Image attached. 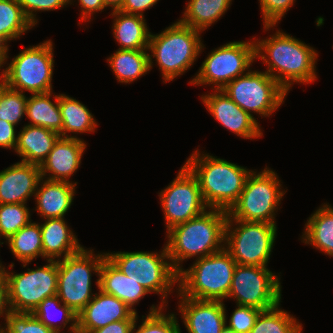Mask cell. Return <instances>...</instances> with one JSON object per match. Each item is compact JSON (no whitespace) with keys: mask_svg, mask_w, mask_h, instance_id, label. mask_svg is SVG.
Here are the masks:
<instances>
[{"mask_svg":"<svg viewBox=\"0 0 333 333\" xmlns=\"http://www.w3.org/2000/svg\"><path fill=\"white\" fill-rule=\"evenodd\" d=\"M112 31L118 49H148L151 32L143 16L127 14L120 10L111 11Z\"/></svg>","mask_w":333,"mask_h":333,"instance_id":"obj_25","label":"cell"},{"mask_svg":"<svg viewBox=\"0 0 333 333\" xmlns=\"http://www.w3.org/2000/svg\"><path fill=\"white\" fill-rule=\"evenodd\" d=\"M47 93L31 94L26 102V118L28 125L40 126L54 131L62 137V116L59 109V95ZM54 102V103H53Z\"/></svg>","mask_w":333,"mask_h":333,"instance_id":"obj_26","label":"cell"},{"mask_svg":"<svg viewBox=\"0 0 333 333\" xmlns=\"http://www.w3.org/2000/svg\"><path fill=\"white\" fill-rule=\"evenodd\" d=\"M76 185L77 182L41 178L34 195L35 210L43 219L64 218L73 204Z\"/></svg>","mask_w":333,"mask_h":333,"instance_id":"obj_21","label":"cell"},{"mask_svg":"<svg viewBox=\"0 0 333 333\" xmlns=\"http://www.w3.org/2000/svg\"><path fill=\"white\" fill-rule=\"evenodd\" d=\"M95 285L98 293H95L92 300L77 314V333H90L114 321L136 320L138 314L123 301L99 289L98 279Z\"/></svg>","mask_w":333,"mask_h":333,"instance_id":"obj_17","label":"cell"},{"mask_svg":"<svg viewBox=\"0 0 333 333\" xmlns=\"http://www.w3.org/2000/svg\"><path fill=\"white\" fill-rule=\"evenodd\" d=\"M33 27L17 0H0V36L11 42Z\"/></svg>","mask_w":333,"mask_h":333,"instance_id":"obj_34","label":"cell"},{"mask_svg":"<svg viewBox=\"0 0 333 333\" xmlns=\"http://www.w3.org/2000/svg\"><path fill=\"white\" fill-rule=\"evenodd\" d=\"M252 40L228 42L213 49L189 84L212 85V90H222L233 79L248 73L256 59Z\"/></svg>","mask_w":333,"mask_h":333,"instance_id":"obj_11","label":"cell"},{"mask_svg":"<svg viewBox=\"0 0 333 333\" xmlns=\"http://www.w3.org/2000/svg\"><path fill=\"white\" fill-rule=\"evenodd\" d=\"M99 289L123 301L135 314V304L138 305L145 295L150 294L141 284L123 274L108 258L100 269Z\"/></svg>","mask_w":333,"mask_h":333,"instance_id":"obj_23","label":"cell"},{"mask_svg":"<svg viewBox=\"0 0 333 333\" xmlns=\"http://www.w3.org/2000/svg\"><path fill=\"white\" fill-rule=\"evenodd\" d=\"M21 5L24 15L33 24L37 25V12L53 11L69 5V0H17Z\"/></svg>","mask_w":333,"mask_h":333,"instance_id":"obj_41","label":"cell"},{"mask_svg":"<svg viewBox=\"0 0 333 333\" xmlns=\"http://www.w3.org/2000/svg\"><path fill=\"white\" fill-rule=\"evenodd\" d=\"M106 257L126 276L141 284L150 294L161 297L159 303L168 307V295L178 283V272L173 268L166 245L161 252H107Z\"/></svg>","mask_w":333,"mask_h":333,"instance_id":"obj_6","label":"cell"},{"mask_svg":"<svg viewBox=\"0 0 333 333\" xmlns=\"http://www.w3.org/2000/svg\"><path fill=\"white\" fill-rule=\"evenodd\" d=\"M276 236V224L227 219L224 248L239 265L267 266Z\"/></svg>","mask_w":333,"mask_h":333,"instance_id":"obj_10","label":"cell"},{"mask_svg":"<svg viewBox=\"0 0 333 333\" xmlns=\"http://www.w3.org/2000/svg\"><path fill=\"white\" fill-rule=\"evenodd\" d=\"M106 253L94 254L84 247L77 253L57 261V296L67 307L79 313L94 297L92 273L98 276Z\"/></svg>","mask_w":333,"mask_h":333,"instance_id":"obj_8","label":"cell"},{"mask_svg":"<svg viewBox=\"0 0 333 333\" xmlns=\"http://www.w3.org/2000/svg\"><path fill=\"white\" fill-rule=\"evenodd\" d=\"M222 91L241 109L254 117L272 116L284 103L287 91L265 71L250 70L229 82Z\"/></svg>","mask_w":333,"mask_h":333,"instance_id":"obj_12","label":"cell"},{"mask_svg":"<svg viewBox=\"0 0 333 333\" xmlns=\"http://www.w3.org/2000/svg\"><path fill=\"white\" fill-rule=\"evenodd\" d=\"M76 1V0H75ZM73 0H69V4H72ZM80 6V21L89 22L93 14L106 9L103 0H78Z\"/></svg>","mask_w":333,"mask_h":333,"instance_id":"obj_43","label":"cell"},{"mask_svg":"<svg viewBox=\"0 0 333 333\" xmlns=\"http://www.w3.org/2000/svg\"><path fill=\"white\" fill-rule=\"evenodd\" d=\"M201 33L178 20L159 34L151 33L148 45L150 70L156 61L164 83L183 75L205 48Z\"/></svg>","mask_w":333,"mask_h":333,"instance_id":"obj_4","label":"cell"},{"mask_svg":"<svg viewBox=\"0 0 333 333\" xmlns=\"http://www.w3.org/2000/svg\"><path fill=\"white\" fill-rule=\"evenodd\" d=\"M14 149L22 162L41 165L52 150L60 135L47 128L24 125L18 132Z\"/></svg>","mask_w":333,"mask_h":333,"instance_id":"obj_24","label":"cell"},{"mask_svg":"<svg viewBox=\"0 0 333 333\" xmlns=\"http://www.w3.org/2000/svg\"><path fill=\"white\" fill-rule=\"evenodd\" d=\"M53 46L52 40L49 39L20 51L4 69V84L22 93L53 91Z\"/></svg>","mask_w":333,"mask_h":333,"instance_id":"obj_9","label":"cell"},{"mask_svg":"<svg viewBox=\"0 0 333 333\" xmlns=\"http://www.w3.org/2000/svg\"><path fill=\"white\" fill-rule=\"evenodd\" d=\"M301 240L333 257V207L329 203L322 204L307 219Z\"/></svg>","mask_w":333,"mask_h":333,"instance_id":"obj_27","label":"cell"},{"mask_svg":"<svg viewBox=\"0 0 333 333\" xmlns=\"http://www.w3.org/2000/svg\"><path fill=\"white\" fill-rule=\"evenodd\" d=\"M236 309L232 312L229 318V324L226 327L233 330L236 333H250L255 321L262 310H259L250 306L236 305ZM228 324V325H227Z\"/></svg>","mask_w":333,"mask_h":333,"instance_id":"obj_40","label":"cell"},{"mask_svg":"<svg viewBox=\"0 0 333 333\" xmlns=\"http://www.w3.org/2000/svg\"><path fill=\"white\" fill-rule=\"evenodd\" d=\"M9 311L6 277L4 271H2L0 272V318L2 316L5 319ZM1 326L2 325L0 324V328Z\"/></svg>","mask_w":333,"mask_h":333,"instance_id":"obj_46","label":"cell"},{"mask_svg":"<svg viewBox=\"0 0 333 333\" xmlns=\"http://www.w3.org/2000/svg\"><path fill=\"white\" fill-rule=\"evenodd\" d=\"M44 266L16 273L4 270L7 283L9 310L18 313H33L45 299L57 295V261L47 260Z\"/></svg>","mask_w":333,"mask_h":333,"instance_id":"obj_13","label":"cell"},{"mask_svg":"<svg viewBox=\"0 0 333 333\" xmlns=\"http://www.w3.org/2000/svg\"><path fill=\"white\" fill-rule=\"evenodd\" d=\"M236 265L225 248L195 259L189 269L178 272L176 290L184 297L224 302L229 294Z\"/></svg>","mask_w":333,"mask_h":333,"instance_id":"obj_5","label":"cell"},{"mask_svg":"<svg viewBox=\"0 0 333 333\" xmlns=\"http://www.w3.org/2000/svg\"><path fill=\"white\" fill-rule=\"evenodd\" d=\"M135 320L114 321L103 328L95 329L90 333H131Z\"/></svg>","mask_w":333,"mask_h":333,"instance_id":"obj_45","label":"cell"},{"mask_svg":"<svg viewBox=\"0 0 333 333\" xmlns=\"http://www.w3.org/2000/svg\"><path fill=\"white\" fill-rule=\"evenodd\" d=\"M158 1L159 0H124L119 10L127 14L144 17V11L156 5Z\"/></svg>","mask_w":333,"mask_h":333,"instance_id":"obj_44","label":"cell"},{"mask_svg":"<svg viewBox=\"0 0 333 333\" xmlns=\"http://www.w3.org/2000/svg\"><path fill=\"white\" fill-rule=\"evenodd\" d=\"M8 41L0 36V59L6 64L8 57L9 44Z\"/></svg>","mask_w":333,"mask_h":333,"instance_id":"obj_47","label":"cell"},{"mask_svg":"<svg viewBox=\"0 0 333 333\" xmlns=\"http://www.w3.org/2000/svg\"><path fill=\"white\" fill-rule=\"evenodd\" d=\"M5 66V63L0 59V69L1 67ZM0 85L4 84V70H1L0 72Z\"/></svg>","mask_w":333,"mask_h":333,"instance_id":"obj_49","label":"cell"},{"mask_svg":"<svg viewBox=\"0 0 333 333\" xmlns=\"http://www.w3.org/2000/svg\"><path fill=\"white\" fill-rule=\"evenodd\" d=\"M59 109L63 121L62 137L78 138L77 135L73 134V136H70L68 134L95 132L98 124L94 115L80 101L66 94L59 93Z\"/></svg>","mask_w":333,"mask_h":333,"instance_id":"obj_29","label":"cell"},{"mask_svg":"<svg viewBox=\"0 0 333 333\" xmlns=\"http://www.w3.org/2000/svg\"><path fill=\"white\" fill-rule=\"evenodd\" d=\"M40 224L43 258L58 261L79 252L84 246L64 218L43 219Z\"/></svg>","mask_w":333,"mask_h":333,"instance_id":"obj_22","label":"cell"},{"mask_svg":"<svg viewBox=\"0 0 333 333\" xmlns=\"http://www.w3.org/2000/svg\"><path fill=\"white\" fill-rule=\"evenodd\" d=\"M273 169L252 170L237 202L227 212V219L276 224L275 217L285 191Z\"/></svg>","mask_w":333,"mask_h":333,"instance_id":"obj_7","label":"cell"},{"mask_svg":"<svg viewBox=\"0 0 333 333\" xmlns=\"http://www.w3.org/2000/svg\"><path fill=\"white\" fill-rule=\"evenodd\" d=\"M4 242L14 257L22 263L23 268L37 257H43L40 223L31 220Z\"/></svg>","mask_w":333,"mask_h":333,"instance_id":"obj_31","label":"cell"},{"mask_svg":"<svg viewBox=\"0 0 333 333\" xmlns=\"http://www.w3.org/2000/svg\"><path fill=\"white\" fill-rule=\"evenodd\" d=\"M200 152L193 151L184 164L197 177L205 204L228 212L237 202L252 170Z\"/></svg>","mask_w":333,"mask_h":333,"instance_id":"obj_3","label":"cell"},{"mask_svg":"<svg viewBox=\"0 0 333 333\" xmlns=\"http://www.w3.org/2000/svg\"><path fill=\"white\" fill-rule=\"evenodd\" d=\"M269 36L262 40L253 36L256 59L267 66L265 72L287 92L294 83L315 82L317 50L279 29Z\"/></svg>","mask_w":333,"mask_h":333,"instance_id":"obj_1","label":"cell"},{"mask_svg":"<svg viewBox=\"0 0 333 333\" xmlns=\"http://www.w3.org/2000/svg\"><path fill=\"white\" fill-rule=\"evenodd\" d=\"M15 127L7 121L0 120V148L15 149L18 137Z\"/></svg>","mask_w":333,"mask_h":333,"instance_id":"obj_42","label":"cell"},{"mask_svg":"<svg viewBox=\"0 0 333 333\" xmlns=\"http://www.w3.org/2000/svg\"><path fill=\"white\" fill-rule=\"evenodd\" d=\"M227 211L208 208L205 212L166 231V248L173 268L182 262L209 256L224 248Z\"/></svg>","mask_w":333,"mask_h":333,"instance_id":"obj_2","label":"cell"},{"mask_svg":"<svg viewBox=\"0 0 333 333\" xmlns=\"http://www.w3.org/2000/svg\"><path fill=\"white\" fill-rule=\"evenodd\" d=\"M27 96L21 91L0 85V120L17 125L26 115Z\"/></svg>","mask_w":333,"mask_h":333,"instance_id":"obj_37","label":"cell"},{"mask_svg":"<svg viewBox=\"0 0 333 333\" xmlns=\"http://www.w3.org/2000/svg\"><path fill=\"white\" fill-rule=\"evenodd\" d=\"M177 293L180 318L188 333H221L227 313L223 301L188 298Z\"/></svg>","mask_w":333,"mask_h":333,"instance_id":"obj_18","label":"cell"},{"mask_svg":"<svg viewBox=\"0 0 333 333\" xmlns=\"http://www.w3.org/2000/svg\"><path fill=\"white\" fill-rule=\"evenodd\" d=\"M280 305L261 311L250 333H302V323Z\"/></svg>","mask_w":333,"mask_h":333,"instance_id":"obj_32","label":"cell"},{"mask_svg":"<svg viewBox=\"0 0 333 333\" xmlns=\"http://www.w3.org/2000/svg\"><path fill=\"white\" fill-rule=\"evenodd\" d=\"M27 204H0V240H7L27 225L31 219V213Z\"/></svg>","mask_w":333,"mask_h":333,"instance_id":"obj_36","label":"cell"},{"mask_svg":"<svg viewBox=\"0 0 333 333\" xmlns=\"http://www.w3.org/2000/svg\"><path fill=\"white\" fill-rule=\"evenodd\" d=\"M280 276L267 266H235L228 298L236 305L268 310L281 302Z\"/></svg>","mask_w":333,"mask_h":333,"instance_id":"obj_14","label":"cell"},{"mask_svg":"<svg viewBox=\"0 0 333 333\" xmlns=\"http://www.w3.org/2000/svg\"><path fill=\"white\" fill-rule=\"evenodd\" d=\"M40 179V165L22 161L0 171V204H27Z\"/></svg>","mask_w":333,"mask_h":333,"instance_id":"obj_20","label":"cell"},{"mask_svg":"<svg viewBox=\"0 0 333 333\" xmlns=\"http://www.w3.org/2000/svg\"><path fill=\"white\" fill-rule=\"evenodd\" d=\"M221 333H236V332H234L233 330H231L225 326L224 329L221 331Z\"/></svg>","mask_w":333,"mask_h":333,"instance_id":"obj_50","label":"cell"},{"mask_svg":"<svg viewBox=\"0 0 333 333\" xmlns=\"http://www.w3.org/2000/svg\"><path fill=\"white\" fill-rule=\"evenodd\" d=\"M4 321L0 333H55L32 313L9 311Z\"/></svg>","mask_w":333,"mask_h":333,"instance_id":"obj_38","label":"cell"},{"mask_svg":"<svg viewBox=\"0 0 333 333\" xmlns=\"http://www.w3.org/2000/svg\"><path fill=\"white\" fill-rule=\"evenodd\" d=\"M262 12L265 31L274 29L286 12L293 7L296 0H258Z\"/></svg>","mask_w":333,"mask_h":333,"instance_id":"obj_39","label":"cell"},{"mask_svg":"<svg viewBox=\"0 0 333 333\" xmlns=\"http://www.w3.org/2000/svg\"><path fill=\"white\" fill-rule=\"evenodd\" d=\"M149 313L146 316L142 315L141 325H138L137 316L131 333H181L179 321L175 313H164L166 310L160 304L152 305L149 309ZM137 328V330H136Z\"/></svg>","mask_w":333,"mask_h":333,"instance_id":"obj_35","label":"cell"},{"mask_svg":"<svg viewBox=\"0 0 333 333\" xmlns=\"http://www.w3.org/2000/svg\"><path fill=\"white\" fill-rule=\"evenodd\" d=\"M232 0H189L178 21L198 31H205L229 9Z\"/></svg>","mask_w":333,"mask_h":333,"instance_id":"obj_30","label":"cell"},{"mask_svg":"<svg viewBox=\"0 0 333 333\" xmlns=\"http://www.w3.org/2000/svg\"><path fill=\"white\" fill-rule=\"evenodd\" d=\"M166 229L185 223L209 207L201 194L197 177L184 164L176 178L159 193Z\"/></svg>","mask_w":333,"mask_h":333,"instance_id":"obj_15","label":"cell"},{"mask_svg":"<svg viewBox=\"0 0 333 333\" xmlns=\"http://www.w3.org/2000/svg\"><path fill=\"white\" fill-rule=\"evenodd\" d=\"M59 313L63 315V320L60 325H57L56 322L54 323L53 317ZM32 314L55 333H64L61 332V329L67 327L68 324H70L68 332L77 333V313L63 304L57 295L45 298Z\"/></svg>","mask_w":333,"mask_h":333,"instance_id":"obj_33","label":"cell"},{"mask_svg":"<svg viewBox=\"0 0 333 333\" xmlns=\"http://www.w3.org/2000/svg\"><path fill=\"white\" fill-rule=\"evenodd\" d=\"M202 95V103L208 112L224 128L243 139H256L263 136L257 118L241 109L222 90H213Z\"/></svg>","mask_w":333,"mask_h":333,"instance_id":"obj_16","label":"cell"},{"mask_svg":"<svg viewBox=\"0 0 333 333\" xmlns=\"http://www.w3.org/2000/svg\"><path fill=\"white\" fill-rule=\"evenodd\" d=\"M148 49H118L107 62L119 83L130 84L150 71Z\"/></svg>","mask_w":333,"mask_h":333,"instance_id":"obj_28","label":"cell"},{"mask_svg":"<svg viewBox=\"0 0 333 333\" xmlns=\"http://www.w3.org/2000/svg\"><path fill=\"white\" fill-rule=\"evenodd\" d=\"M106 8L110 7L112 11L119 10L124 0H103Z\"/></svg>","mask_w":333,"mask_h":333,"instance_id":"obj_48","label":"cell"},{"mask_svg":"<svg viewBox=\"0 0 333 333\" xmlns=\"http://www.w3.org/2000/svg\"><path fill=\"white\" fill-rule=\"evenodd\" d=\"M1 244H4V242H1V241H0V246H1ZM4 270H5V266L2 265V262H1V260H0V272H2V271H4Z\"/></svg>","mask_w":333,"mask_h":333,"instance_id":"obj_51","label":"cell"},{"mask_svg":"<svg viewBox=\"0 0 333 333\" xmlns=\"http://www.w3.org/2000/svg\"><path fill=\"white\" fill-rule=\"evenodd\" d=\"M82 138L59 137L47 158L40 165L41 178L51 181H69L81 164L87 149ZM48 174V175H47ZM48 176V177H47Z\"/></svg>","mask_w":333,"mask_h":333,"instance_id":"obj_19","label":"cell"}]
</instances>
